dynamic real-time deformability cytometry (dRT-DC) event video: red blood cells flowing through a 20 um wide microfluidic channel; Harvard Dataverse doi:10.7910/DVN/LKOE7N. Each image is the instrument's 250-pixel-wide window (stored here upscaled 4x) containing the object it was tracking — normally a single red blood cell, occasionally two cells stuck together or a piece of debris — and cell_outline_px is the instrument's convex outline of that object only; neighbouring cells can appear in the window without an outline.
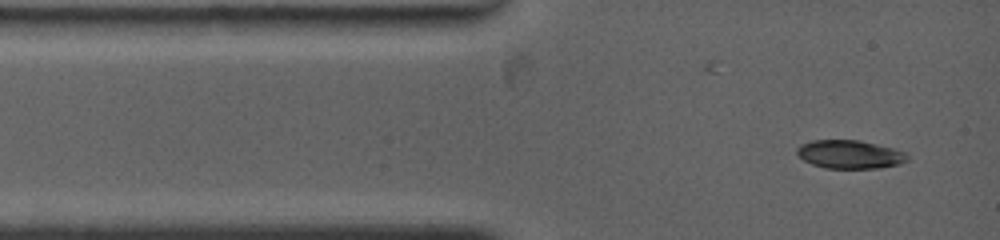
{"species": "common noctule bat (a hibernating species)", "species_latin": "Nyctalus noctula", "temperature_condition": "warm", "stored_images_in_passage": 3, "camera_frame_rate_fps": 4500, "um_per_image_px": 0.085, "animal": {"sex": "female", "body_mass_g": 19.0, "forearm_length_mm": 53.3}, "frame": {"image": 1, "passage_image": 1, "time_ms": 0.0, "image_size_px": [1000, 240], "cell_outline_px": [[908, 160], [900, 164], [880, 168], [824, 168], [812, 164], [804, 160], [796, 152], [796, 148], [800, 144], [812, 140], [860, 140], [892, 148], [904, 152], [908, 156]], "centroid_in_image_um": [72.22, 13.12], "position_along_channel_um": 12.8, "area_um2": 18.26}}
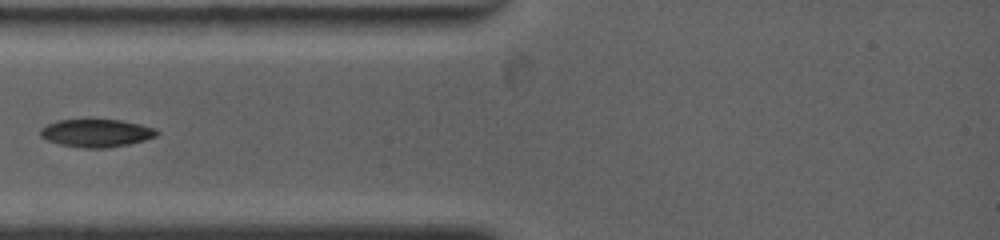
{"frame": {"image": 2, "passage_image": 3, "time_ms": 2.444, "image_size_px": [1000, 240], "cell_outline_px": [[160, 132], [156, 136], [144, 140], [128, 144], [104, 148], [84, 148], [60, 144], [48, 140], [40, 136], [40, 128], [56, 120], [88, 116], [92, 116], [120, 120], [140, 124], [156, 128]], "centroid_in_image_um": [8.16, 11.24], "position_along_channel_um": 76.8, "area_um2": 19.77}}